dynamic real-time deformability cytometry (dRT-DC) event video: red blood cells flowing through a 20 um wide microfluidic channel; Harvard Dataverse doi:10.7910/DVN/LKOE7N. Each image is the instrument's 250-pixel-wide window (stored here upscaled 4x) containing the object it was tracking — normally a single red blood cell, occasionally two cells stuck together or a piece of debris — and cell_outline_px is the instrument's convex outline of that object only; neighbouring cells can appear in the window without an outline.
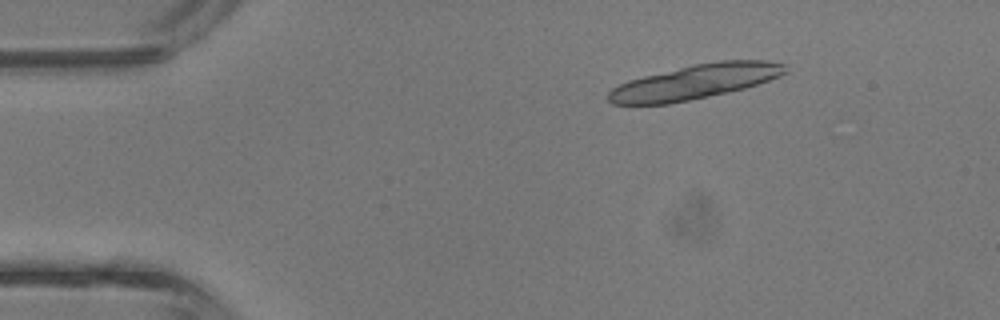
{"species": "common noctule bat (a hibernating species)", "species_latin": "Nyctalus noctula", "temperature_condition": "room temperature", "stored_images_in_passage": 11, "camera_frame_rate_fps": 3000, "um_per_image_px": 0.085, "animal": {"sex": "male", "body_mass_g": 13.3}, "frame": {"image": 1, "passage_image": 2, "time_ms": 0.333, "image_size_px": [1000, 320], "cell_outline_px": [[788, 72], [780, 76], [744, 88], [728, 92], [668, 104], [612, 104], [608, 100], [608, 92], [612, 88], [628, 80], [644, 76], [696, 64], [716, 60], [768, 60], [788, 64]], "centroid_in_image_um": [59.13, 6.94], "position_along_channel_um": 25.9, "area_um2": 35.43}}